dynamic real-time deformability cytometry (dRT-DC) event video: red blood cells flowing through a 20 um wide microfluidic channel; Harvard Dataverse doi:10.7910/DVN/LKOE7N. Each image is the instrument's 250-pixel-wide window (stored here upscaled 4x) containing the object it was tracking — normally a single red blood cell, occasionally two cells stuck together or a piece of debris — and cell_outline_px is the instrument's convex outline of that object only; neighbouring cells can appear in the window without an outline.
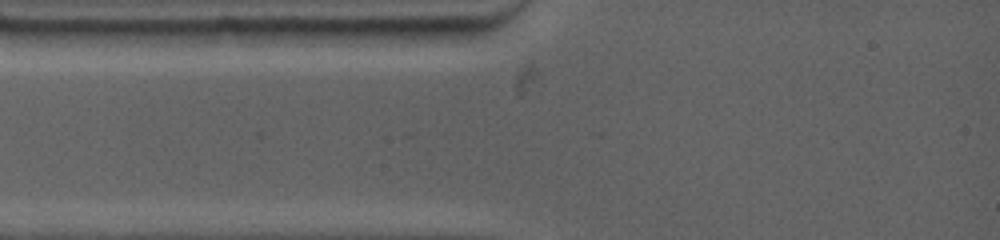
{"species": "common noctule bat (a hibernating species)", "species_latin": "Nyctalus noctula", "temperature_condition": "warm", "stored_images_in_passage": 2, "camera_frame_rate_fps": 4500, "um_per_image_px": 0.085, "animal": {"sex": "female", "body_mass_g": 19.0, "forearm_length_mm": 53.3}, "frame": {"image": 1, "passage_image": 1, "time_ms": 0.0, "image_size_px": [1000, 240], "cell_outline_px": [[488, 28], [464, 44], [368, 44], [344, 32], [340, 28]], "centroid_in_image_um": [35.2, 3.01], "position_along_channel_um": 49.8, "area_um2": 14.28}}